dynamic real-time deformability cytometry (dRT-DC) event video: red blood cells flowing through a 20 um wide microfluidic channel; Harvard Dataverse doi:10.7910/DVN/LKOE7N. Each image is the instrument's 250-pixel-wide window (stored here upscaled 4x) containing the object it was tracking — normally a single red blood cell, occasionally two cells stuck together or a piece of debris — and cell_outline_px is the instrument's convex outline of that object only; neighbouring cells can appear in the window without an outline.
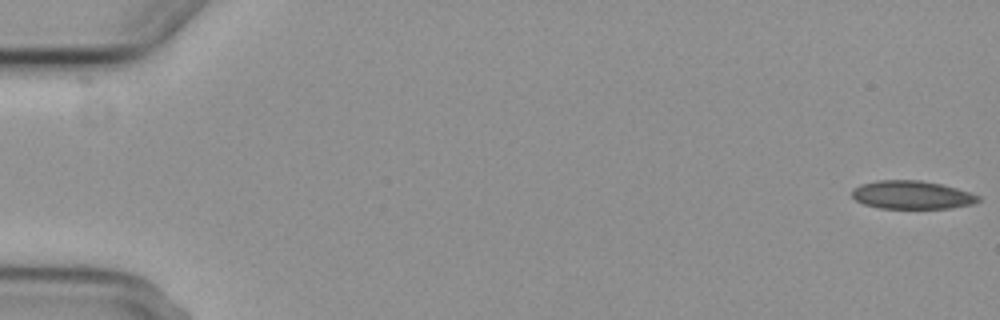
{"species": "common noctule bat (a hibernating species)", "species_latin": "Nyctalus noctula", "temperature_condition": "cold", "stored_images_in_passage": 5, "camera_frame_rate_fps": 3000, "um_per_image_px": 0.085, "animal": {"sex": "female", "body_mass_g": 29.2, "forearm_length_mm": 56.3}, "frame": {"image": 1, "passage_image": 1, "time_ms": 0.0, "image_size_px": [1000, 320], "cell_outline_px": [[980, 200], [972, 204], [948, 208], [880, 208], [864, 204], [856, 200], [852, 196], [852, 188], [860, 184], [880, 180], [920, 180], [940, 184], [956, 188], [980, 196]], "centroid_in_image_um": [77.48, 16.56], "position_along_channel_um": 7.5, "area_um2": 20.63}}